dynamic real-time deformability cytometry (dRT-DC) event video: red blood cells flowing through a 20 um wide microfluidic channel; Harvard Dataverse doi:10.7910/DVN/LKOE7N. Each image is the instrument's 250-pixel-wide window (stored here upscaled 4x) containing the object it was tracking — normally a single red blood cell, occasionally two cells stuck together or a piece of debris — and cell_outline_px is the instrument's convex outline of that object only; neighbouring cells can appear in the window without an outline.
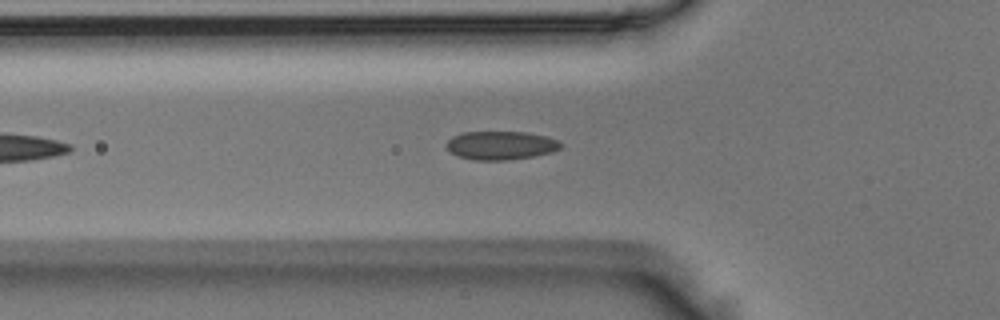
{"species": "Egyptian fruit bat (a non-hibernating species)", "species_latin": "Rousettus aegyptiacus", "temperature_condition": "room temperature", "stored_images_in_passage": 28, "camera_frame_rate_fps": 3000, "um_per_image_px": 0.085, "animal": {"sex": "male"}, "frame": {"image": 1, "passage_image": 8, "time_ms": 2.333, "image_size_px": [1000, 320], "cell_outline_px": [[564, 144], [560, 148], [552, 152], [532, 156], [508, 160], [472, 160], [460, 156], [452, 152], [444, 144], [452, 136], [460, 132], [524, 132], [544, 136], [556, 140]], "centroid_in_image_um": [42.54, 12.35], "position_along_channel_um": 83.3, "area_um2": 18.9}}
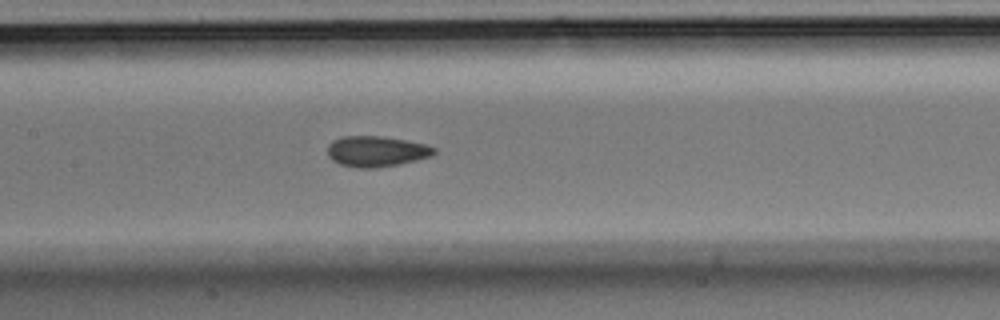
{"frame": {"image": 2, "passage_image": 15, "time_ms": 4.667, "image_size_px": [1000, 320], "cell_outline_px": [[436, 152], [432, 156], [400, 164], [376, 168], [356, 168], [340, 164], [332, 160], [328, 156], [328, 144], [332, 140], [340, 136], [380, 136], [404, 140], [424, 144], [436, 148]], "centroid_in_image_um": [31.96, 12.87], "position_along_channel_um": 175.4, "area_um2": 19.13}}
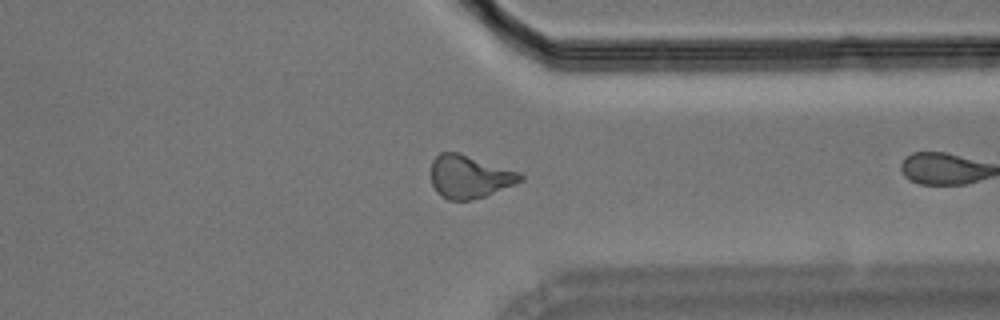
{"frame": {"image": 3, "passage_image": 27, "time_ms": 8.667, "image_size_px": [1000, 320], "cell_outline_px": [[524, 180], [484, 196], [472, 200], [448, 200], [440, 196], [436, 192], [432, 184], [432, 160], [440, 152], [460, 152], [520, 172], [524, 176]], "centroid_in_image_um": [39.9, 15.01], "position_along_channel_um": 371.5, "area_um2": 22.43}}